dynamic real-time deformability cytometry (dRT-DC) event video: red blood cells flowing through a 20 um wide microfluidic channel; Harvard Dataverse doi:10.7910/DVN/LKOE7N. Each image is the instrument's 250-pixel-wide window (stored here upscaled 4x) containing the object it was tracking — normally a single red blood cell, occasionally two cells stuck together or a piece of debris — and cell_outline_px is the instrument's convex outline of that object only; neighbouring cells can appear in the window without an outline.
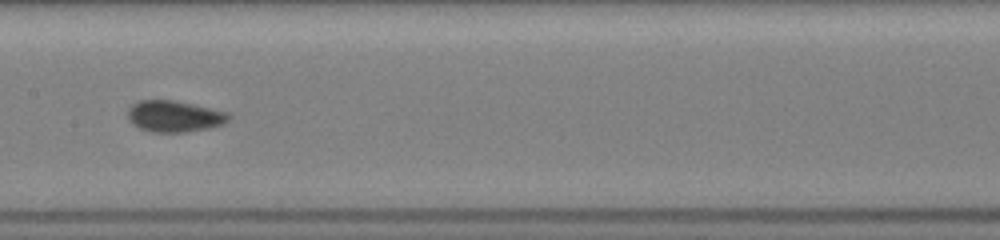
{"species": "common noctule bat (a hibernating species)", "species_latin": "Nyctalus noctula", "temperature_condition": "room temperature", "stored_images_in_passage": 21, "camera_frame_rate_fps": 3000, "um_per_image_px": 0.085, "animal": {"sex": "female", "body_mass_g": 19.5, "forearm_length_mm": 54.1}, "frame": {"image": 1, "passage_image": 12, "time_ms": 3.667, "image_size_px": [1000, 240], "cell_outline_px": [[232, 116], [228, 120], [220, 124], [208, 128], [184, 132], [152, 132], [140, 128], [132, 124], [128, 116], [128, 108], [132, 104], [140, 100], [172, 100], [192, 104], [228, 112]], "centroid_in_image_um": [14.8, 9.88], "position_along_channel_um": 192.6, "area_um2": 18.26}}